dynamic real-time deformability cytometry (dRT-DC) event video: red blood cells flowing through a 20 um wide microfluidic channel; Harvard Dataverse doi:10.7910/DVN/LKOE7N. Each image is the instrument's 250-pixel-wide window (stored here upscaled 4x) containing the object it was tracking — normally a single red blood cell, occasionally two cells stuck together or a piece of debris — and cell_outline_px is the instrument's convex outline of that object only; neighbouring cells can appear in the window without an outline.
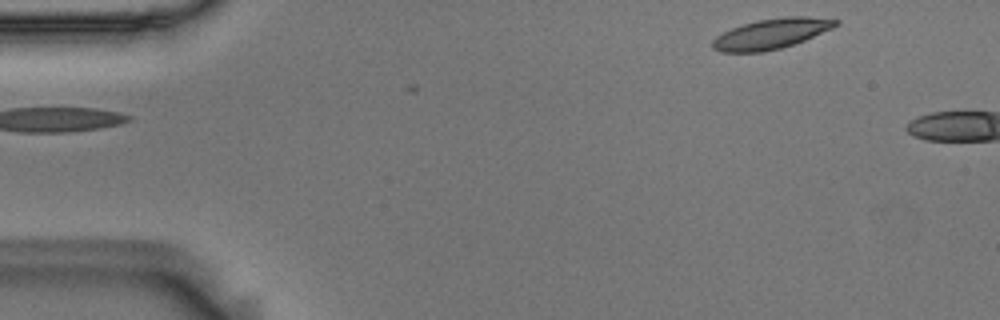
{"species": "Egyptian fruit bat (a non-hibernating species)", "species_latin": "Rousettus aegyptiacus", "temperature_condition": "room temperature", "stored_images_in_passage": 4, "camera_frame_rate_fps": 3000, "um_per_image_px": 0.085, "animal": {"sex": "male"}, "frame": {"image": 1, "passage_image": 1, "time_ms": 0.0, "image_size_px": [1000, 320], "cell_outline_px": [[840, 24], [832, 28], [804, 40], [780, 48], [764, 52], [720, 52], [712, 48], [712, 40], [716, 36], [732, 28], [756, 20], [788, 16], [808, 16], [840, 20]], "centroid_in_image_um": [65.56, 2.86], "position_along_channel_um": 19.4, "area_um2": 21.62}}